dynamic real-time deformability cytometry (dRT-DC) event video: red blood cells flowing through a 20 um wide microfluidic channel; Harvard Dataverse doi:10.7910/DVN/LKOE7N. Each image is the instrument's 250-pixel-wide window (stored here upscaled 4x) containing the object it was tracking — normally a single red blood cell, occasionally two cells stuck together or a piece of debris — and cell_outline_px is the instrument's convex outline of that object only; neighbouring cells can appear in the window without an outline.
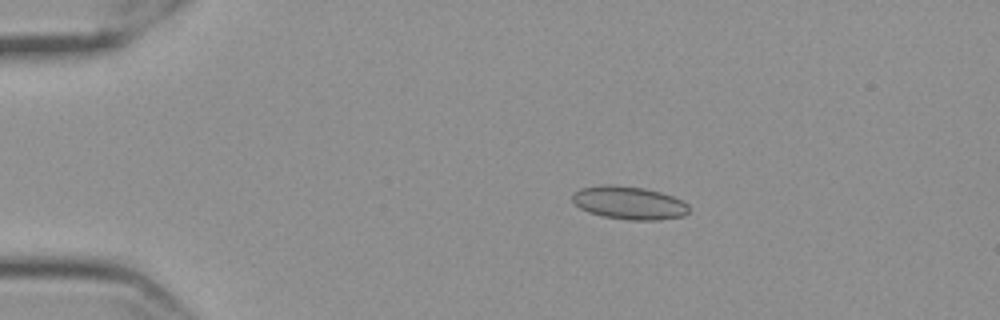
{"species": "Egyptian fruit bat (a non-hibernating species)", "species_latin": "Rousettus aegyptiacus", "temperature_condition": "cold", "stored_images_in_passage": 58, "camera_frame_rate_fps": 3000, "um_per_image_px": 0.085, "frame": {"image": 1, "passage_image": 12, "time_ms": 3.667, "image_size_px": [1000, 320], "cell_outline_px": [[688, 212], [684, 216], [656, 220], [628, 220], [604, 216], [588, 212], [580, 208], [572, 200], [572, 192], [580, 188], [604, 184], [612, 184], [644, 188], [660, 192], [672, 196], [688, 204]], "centroid_in_image_um": [53.44, 17.23], "position_along_channel_um": 31.6, "area_um2": 22.48}}
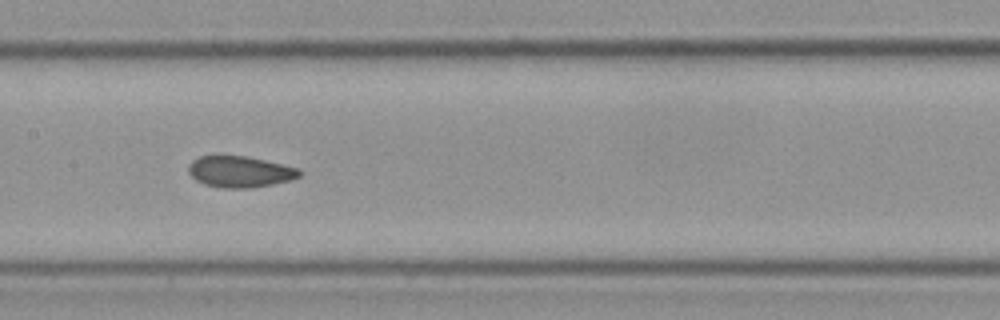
{"frame": {"image": 2, "passage_image": 30, "time_ms": 9.667, "image_size_px": [1000, 320], "cell_outline_px": [[300, 176], [292, 180], [252, 188], [224, 188], [204, 184], [196, 180], [188, 172], [188, 164], [192, 160], [200, 156], [244, 156], [264, 160], [296, 168], [300, 172]], "centroid_in_image_um": [20.35, 14.6], "position_along_channel_um": 187.0, "area_um2": 20.0}}
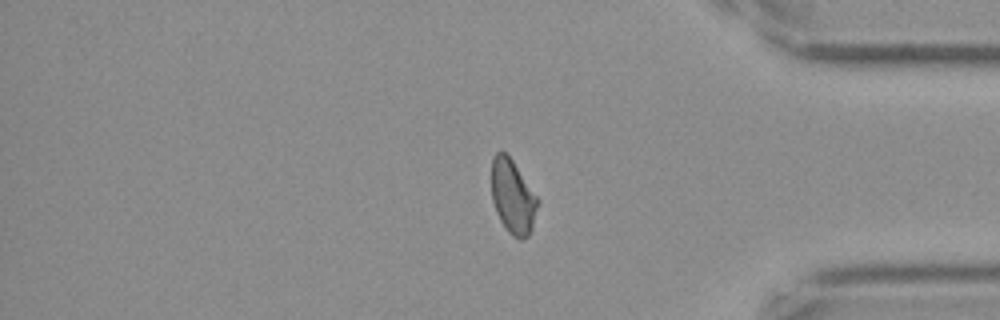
{"frame": {"image": 3, "passage_image": 49, "time_ms": 16.0, "image_size_px": [1000, 320], "cell_outline_px": [[540, 200], [532, 228], [528, 236], [520, 240], [512, 236], [508, 232], [500, 220], [496, 212], [492, 200], [492, 160], [496, 152], [504, 152], [512, 160]], "centroid_in_image_um": [43.6, 16.75], "position_along_channel_um": 391.6, "area_um2": 19.88}, "authors_computed_cell_mechanics": {"area_um2": 20.5768, "velocity_mm_per_s": 3.5296, "shape_relaxation_time_tau1_ms": null, "shape_relaxation_time_tau2_ms": 1.947, "deformation_change_tau1": null, "deformation_change_tau2": 0.0701}}